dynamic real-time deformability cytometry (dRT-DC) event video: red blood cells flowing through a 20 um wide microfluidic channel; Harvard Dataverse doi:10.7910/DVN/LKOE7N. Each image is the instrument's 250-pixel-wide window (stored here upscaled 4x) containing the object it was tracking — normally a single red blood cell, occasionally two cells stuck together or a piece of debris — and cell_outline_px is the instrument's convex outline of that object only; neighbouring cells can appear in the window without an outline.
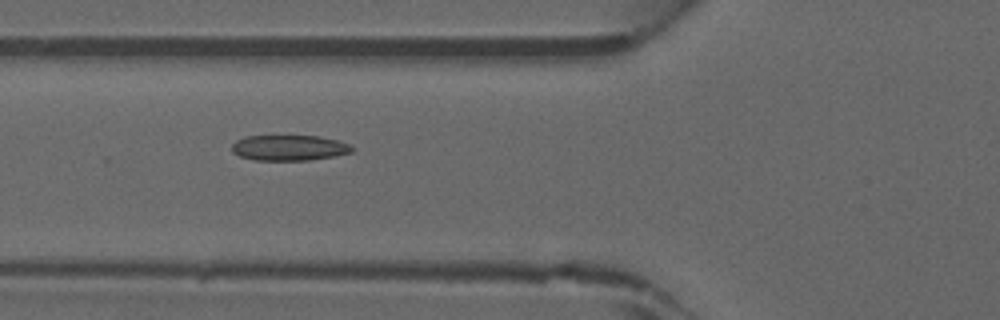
{"species": "common noctule bat (a hibernating species)", "species_latin": "Nyctalus noctula", "temperature_condition": "warm", "stored_images_in_passage": 21, "camera_frame_rate_fps": 3000, "um_per_image_px": 0.085, "animal": {"sex": "male", "forearm_length_mm": 52.5}, "frame": {"image": 1, "passage_image": 17, "time_ms": 5.333, "image_size_px": [1000, 320], "cell_outline_px": [[356, 148], [352, 152], [332, 156], [308, 160], [256, 160], [240, 156], [232, 152], [232, 144], [236, 140], [244, 136], [320, 136], [336, 140], [348, 144]], "centroid_in_image_um": [24.56, 12.56], "position_along_channel_um": 101.2, "area_um2": 17.8}}
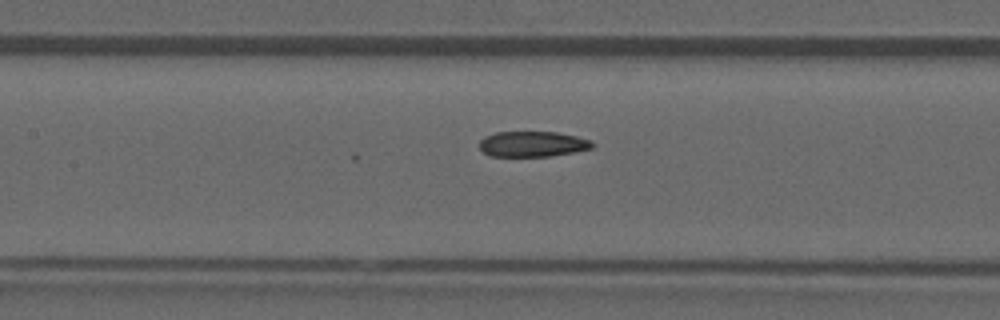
{"frame": {"image": 2, "passage_image": 21, "time_ms": 6.667, "image_size_px": [1000, 320], "cell_outline_px": [[596, 144], [592, 148], [576, 152], [548, 156], [488, 156], [480, 148], [480, 140], [484, 136], [496, 132], [556, 132], [576, 136], [592, 140]], "centroid_in_image_um": [45.29, 12.24], "position_along_channel_um": 162.1, "area_um2": 16.88}}